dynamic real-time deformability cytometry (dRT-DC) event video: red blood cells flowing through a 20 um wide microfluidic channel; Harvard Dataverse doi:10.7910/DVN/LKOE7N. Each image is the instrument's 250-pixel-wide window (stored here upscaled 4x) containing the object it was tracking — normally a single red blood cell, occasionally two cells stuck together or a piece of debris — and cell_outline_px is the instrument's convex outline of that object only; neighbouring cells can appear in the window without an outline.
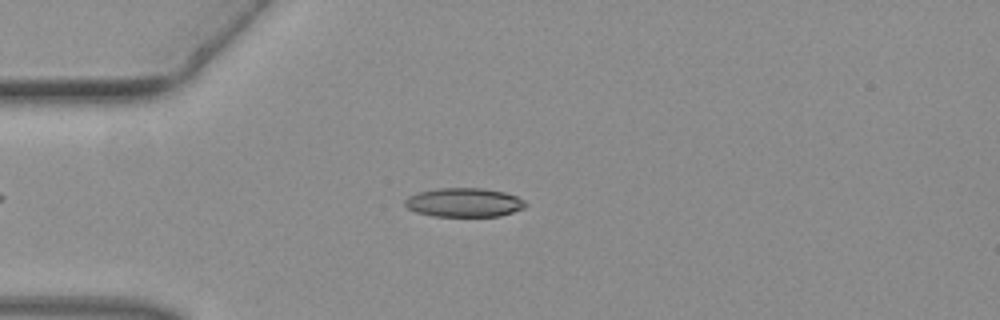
{"species": "common noctule bat (a hibernating species)", "species_latin": "Nyctalus noctula", "temperature_condition": "warm", "stored_images_in_passage": 43, "camera_frame_rate_fps": 3000, "um_per_image_px": 0.085, "animal": {"sex": "female", "body_mass_g": 19.3, "forearm_length_mm": 54.1}, "frame": {"image": 1, "passage_image": 12, "time_ms": 3.667, "image_size_px": [1000, 320], "cell_outline_px": [[528, 204], [524, 208], [500, 216], [432, 216], [416, 212], [408, 208], [404, 204], [404, 200], [408, 196], [416, 192], [440, 188], [484, 188], [504, 192], [516, 196], [524, 200]], "centroid_in_image_um": [39.43, 17.2], "position_along_channel_um": 45.6, "area_um2": 20.46}}
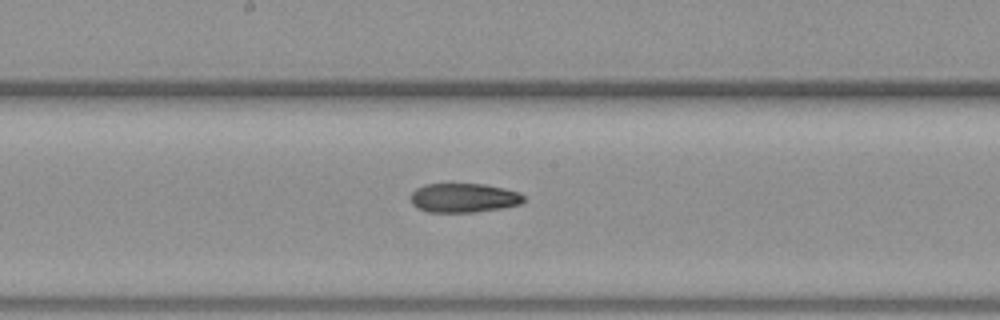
{"frame": {"image": 2, "passage_image": 25, "time_ms": 8.0, "image_size_px": [1000, 320], "cell_outline_px": [[524, 200], [520, 204], [500, 208], [476, 212], [428, 212], [416, 208], [412, 204], [412, 192], [416, 188], [424, 184], [484, 184], [504, 188], [520, 192], [524, 196]], "centroid_in_image_um": [39.41, 16.82], "position_along_channel_um": 208.8, "area_um2": 19.25}}
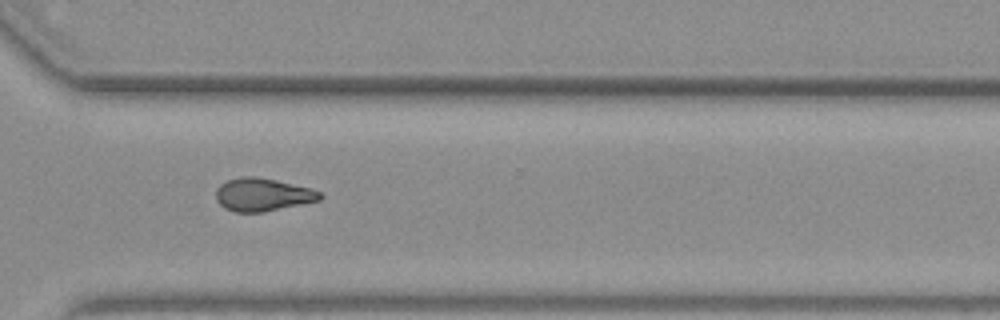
{"frame": {"image": 3, "passage_image": 35, "time_ms": 11.333, "image_size_px": [1000, 320], "cell_outline_px": [[324, 196], [320, 200], [264, 212], [236, 212], [224, 208], [216, 200], [216, 188], [220, 184], [228, 180], [240, 176], [252, 176], [276, 180], [312, 188], [320, 192]], "centroid_in_image_um": [22.32, 16.54], "position_along_channel_um": 348.3, "area_um2": 20.06}}